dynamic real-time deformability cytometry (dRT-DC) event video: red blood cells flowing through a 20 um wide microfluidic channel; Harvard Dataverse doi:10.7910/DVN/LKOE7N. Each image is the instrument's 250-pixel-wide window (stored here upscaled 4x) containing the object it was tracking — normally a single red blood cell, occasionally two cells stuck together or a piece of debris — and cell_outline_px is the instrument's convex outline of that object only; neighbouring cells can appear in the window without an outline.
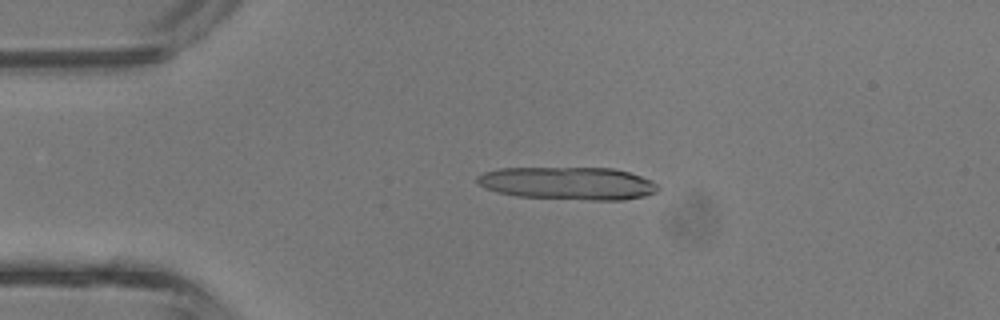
{"species": "common noctule bat (a hibernating species)", "species_latin": "Nyctalus noctula", "temperature_condition": "room temperature", "stored_images_in_passage": 39, "camera_frame_rate_fps": 3000, "um_per_image_px": 0.085, "animal": {"sex": "male", "body_mass_g": 13.3}, "frame": {"image": 1, "passage_image": 6, "time_ms": 1.667, "image_size_px": [1000, 320], "cell_outline_px": [[660, 188], [656, 192], [644, 196], [624, 200], [592, 200], [516, 196], [496, 192], [484, 188], [476, 180], [476, 176], [484, 172], [500, 168], [612, 168], [628, 172], [652, 180]], "centroid_in_image_um": [48.27, 15.58], "position_along_channel_um": 36.7, "area_um2": 34.56}}